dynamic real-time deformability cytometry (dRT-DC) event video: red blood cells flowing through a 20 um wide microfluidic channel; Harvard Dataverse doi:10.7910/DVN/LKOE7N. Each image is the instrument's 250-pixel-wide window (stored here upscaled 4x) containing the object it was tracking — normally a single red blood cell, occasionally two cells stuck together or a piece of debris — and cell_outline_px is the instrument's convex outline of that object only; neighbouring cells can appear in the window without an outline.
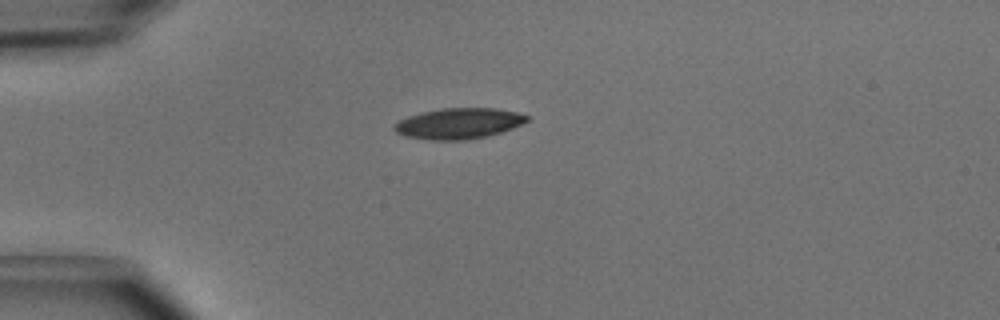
{"species": "common noctule bat (a hibernating species)", "species_latin": "Nyctalus noctula", "temperature_condition": "cold", "stored_images_in_passage": 4, "camera_frame_rate_fps": 3000, "um_per_image_px": 0.085, "animal": {"sex": "male", "body_mass_g": 15.6}, "frame": {"image": 1, "passage_image": 4, "time_ms": 1.0, "image_size_px": [1000, 320], "cell_outline_px": [[528, 120], [512, 128], [488, 136], [464, 140], [428, 140], [404, 136], [396, 132], [392, 128], [392, 124], [408, 116], [420, 112], [440, 108], [496, 108], [516, 112], [528, 116]], "centroid_in_image_um": [38.92, 10.49], "position_along_channel_um": 46.1, "area_um2": 23.87}}